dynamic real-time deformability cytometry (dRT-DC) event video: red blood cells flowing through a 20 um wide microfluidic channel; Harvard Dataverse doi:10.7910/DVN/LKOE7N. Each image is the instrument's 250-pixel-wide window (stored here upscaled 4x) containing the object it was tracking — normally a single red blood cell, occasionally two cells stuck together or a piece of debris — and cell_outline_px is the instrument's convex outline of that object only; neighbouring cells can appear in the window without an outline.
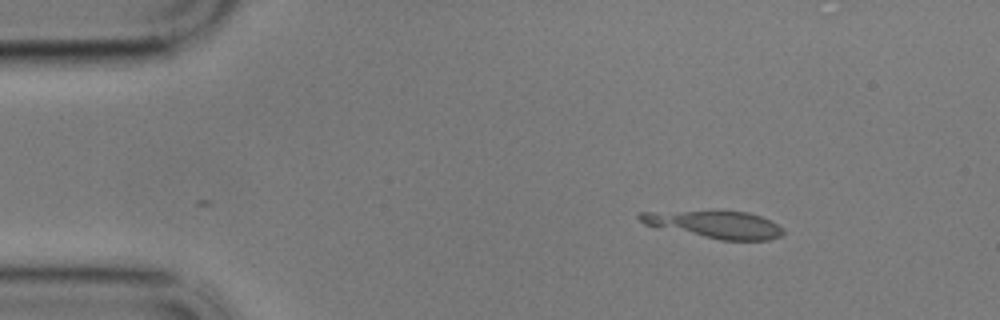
{"species": "common noctule bat (a hibernating species)", "species_latin": "Nyctalus noctula", "temperature_condition": "cold", "stored_images_in_passage": 50, "camera_frame_rate_fps": 3000, "um_per_image_px": 0.085, "animal": {"sex": "male", "body_mass_g": 17.9}, "frame": {"image": 1, "passage_image": 1, "time_ms": 0.0, "image_size_px": [1000, 320], "cell_outline_px": [[784, 232], [780, 236], [768, 240], [720, 240], [656, 228], [644, 224], [636, 216], [640, 212], [716, 208], [748, 212], [760, 216], [784, 228]], "centroid_in_image_um": [60.68, 19.03], "position_along_channel_um": 24.3, "area_um2": 24.04}}